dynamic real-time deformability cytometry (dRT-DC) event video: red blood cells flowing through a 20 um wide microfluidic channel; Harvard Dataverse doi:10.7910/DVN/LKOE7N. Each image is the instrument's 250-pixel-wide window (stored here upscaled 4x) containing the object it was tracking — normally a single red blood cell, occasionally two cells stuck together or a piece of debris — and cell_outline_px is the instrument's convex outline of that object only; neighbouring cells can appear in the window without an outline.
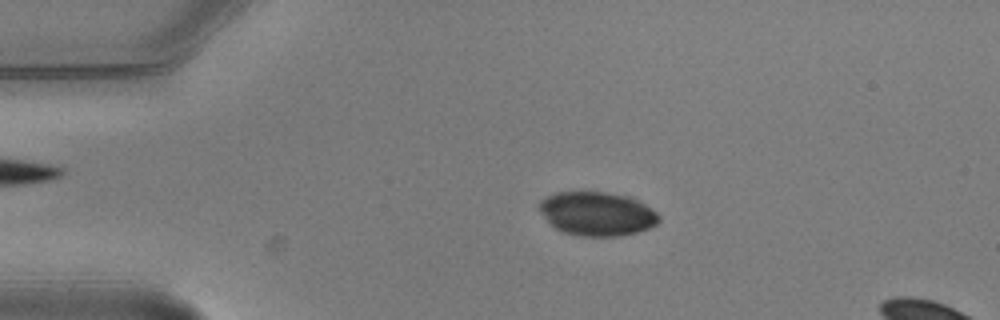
{"species": "common noctule bat (a hibernating species)", "species_latin": "Nyctalus noctula", "temperature_condition": "warm", "stored_images_in_passage": 5, "camera_frame_rate_fps": 3000, "um_per_image_px": 0.085, "animal": {"sex": "male", "body_mass_g": 20.5, "forearm_length_mm": 52.5}, "frame": {"image": 1, "passage_image": 3, "time_ms": 0.667, "image_size_px": [1000, 320], "cell_outline_px": [[660, 220], [656, 224], [648, 228], [636, 232], [620, 236], [580, 236], [564, 232], [556, 228], [540, 212], [540, 200], [556, 192], [604, 192], [628, 196], [652, 208], [660, 216]], "centroid_in_image_um": [50.77, 18.17], "position_along_channel_um": 34.2, "area_um2": 30.29}}